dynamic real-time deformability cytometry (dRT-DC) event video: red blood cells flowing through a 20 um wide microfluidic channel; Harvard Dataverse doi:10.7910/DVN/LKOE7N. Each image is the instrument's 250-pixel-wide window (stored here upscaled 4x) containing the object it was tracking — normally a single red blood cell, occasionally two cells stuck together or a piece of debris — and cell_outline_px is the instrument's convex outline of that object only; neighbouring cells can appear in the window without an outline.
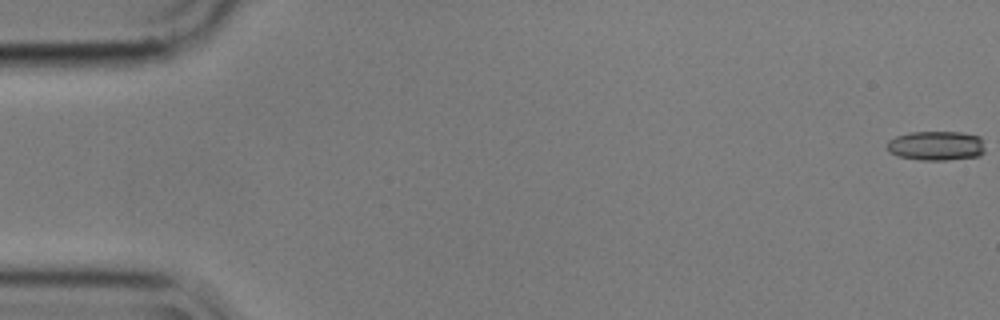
{"species": "common noctule bat (a hibernating species)", "species_latin": "Nyctalus noctula", "temperature_condition": "cold", "stored_images_in_passage": 11, "camera_frame_rate_fps": 3000, "um_per_image_px": 0.085, "animal": {"sex": "male", "body_mass_g": 17.9}, "frame": {"image": 1, "passage_image": 1, "time_ms": 0.0, "image_size_px": [1000, 320], "cell_outline_px": [[984, 152], [980, 156], [944, 160], [920, 160], [900, 156], [888, 152], [888, 140], [896, 136], [912, 132], [960, 132], [980, 136], [984, 148]], "centroid_in_image_um": [79.59, 12.38], "position_along_channel_um": 5.4, "area_um2": 16.76}}